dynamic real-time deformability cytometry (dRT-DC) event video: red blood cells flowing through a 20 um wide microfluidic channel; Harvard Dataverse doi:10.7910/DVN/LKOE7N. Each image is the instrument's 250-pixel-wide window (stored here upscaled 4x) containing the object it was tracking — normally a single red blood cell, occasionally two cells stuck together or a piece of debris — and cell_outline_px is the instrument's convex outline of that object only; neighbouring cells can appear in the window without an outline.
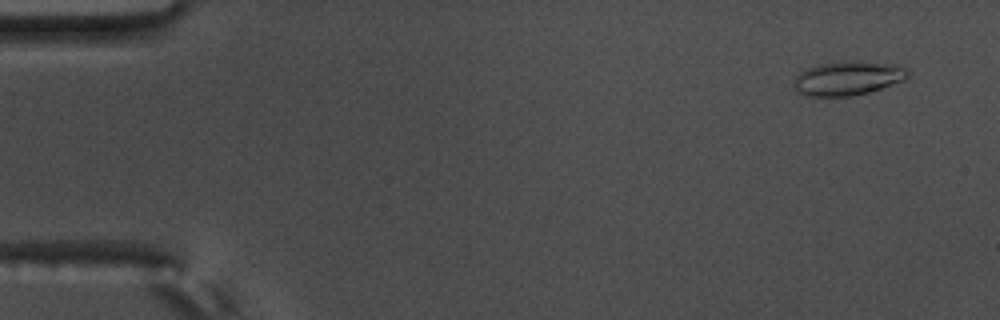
{"species": "common noctule bat (a hibernating species)", "species_latin": "Nyctalus noctula", "temperature_condition": "warm", "stored_images_in_passage": 55, "camera_frame_rate_fps": 3000, "um_per_image_px": 0.085, "animal": {"sex": "male", "body_mass_g": 17.5, "forearm_length_mm": 52.3}, "frame": {"image": 1, "passage_image": 4, "time_ms": 1.0, "image_size_px": [1000, 320], "cell_outline_px": [[912, 72], [904, 80], [868, 92], [852, 96], [804, 96], [796, 92], [792, 84], [796, 76], [804, 68], [816, 64], [884, 64], [908, 68]], "centroid_in_image_um": [71.98, 6.71], "position_along_channel_um": 13.0, "area_um2": 21.79}}
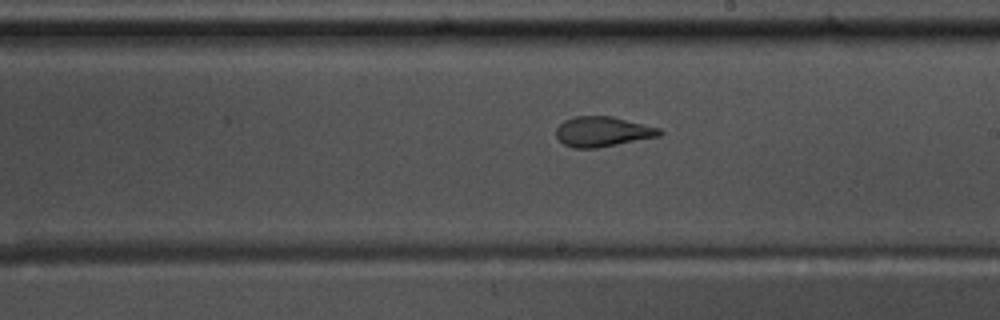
{"frame": {"image": 2, "passage_image": 33, "time_ms": 10.667, "image_size_px": [1000, 320], "cell_outline_px": [[664, 132], [660, 136], [596, 148], [572, 148], [564, 144], [556, 136], [556, 128], [564, 120], [572, 116], [612, 116], [660, 128]], "centroid_in_image_um": [51.22, 11.18], "position_along_channel_um": 237.8, "area_um2": 18.15}}
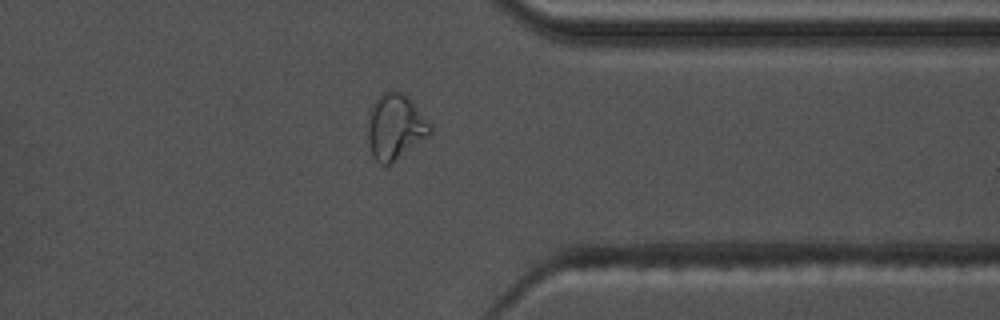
{"frame": {"image": 3, "passage_image": 45, "time_ms": 14.667, "image_size_px": [1000, 320], "cell_outline_px": [[432, 132], [428, 136], [392, 164], [380, 164], [372, 156], [368, 140], [368, 116], [372, 104], [388, 88], [400, 92], [412, 104], [432, 128]], "centroid_in_image_um": [33.55, 10.82], "position_along_channel_um": 377.9, "area_um2": 23.29}}